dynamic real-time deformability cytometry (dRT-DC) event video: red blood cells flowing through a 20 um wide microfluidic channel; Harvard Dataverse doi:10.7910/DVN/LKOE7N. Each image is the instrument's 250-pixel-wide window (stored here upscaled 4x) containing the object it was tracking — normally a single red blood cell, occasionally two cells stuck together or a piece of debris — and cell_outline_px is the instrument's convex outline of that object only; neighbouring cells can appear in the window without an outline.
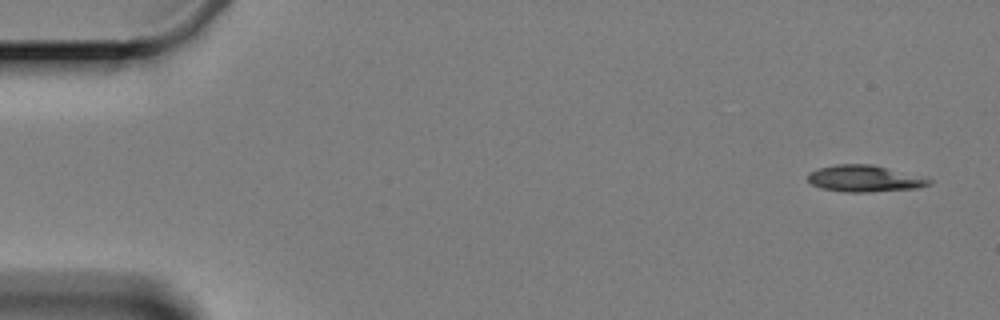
{"species": "Egyptian fruit bat (a non-hibernating species)", "species_latin": "Rousettus aegyptiacus", "temperature_condition": "cold", "stored_images_in_passage": 2, "segment_of_instrument_passage": [2, 2], "camera_frame_rate_fps": 3000, "um_per_image_px": 0.085, "animal": {"sex": "female"}, "frame": {"image": 1, "passage_image": 2, "time_ms": 2.0, "image_size_px": [1000, 320], "cell_outline_px": [[932, 184], [916, 188], [868, 192], [848, 192], [824, 188], [812, 184], [808, 180], [808, 172], [820, 168], [836, 164], [872, 164], [932, 180]], "centroid_in_image_um": [73.45, 15.17], "position_along_channel_um": 11.5, "area_um2": 18.32}}